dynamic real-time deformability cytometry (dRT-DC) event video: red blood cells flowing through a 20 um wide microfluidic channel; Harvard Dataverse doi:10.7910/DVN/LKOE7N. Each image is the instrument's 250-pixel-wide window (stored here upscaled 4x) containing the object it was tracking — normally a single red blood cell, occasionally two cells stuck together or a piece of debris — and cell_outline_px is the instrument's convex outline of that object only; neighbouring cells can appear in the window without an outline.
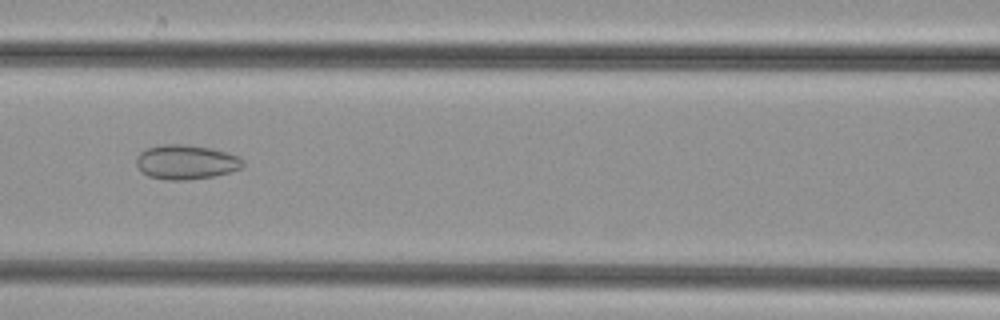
{"species": "common noctule bat (a hibernating species)", "species_latin": "Nyctalus noctula", "temperature_condition": "cold", "stored_images_in_passage": 37, "camera_frame_rate_fps": 3000, "um_per_image_px": 0.085, "animal": {"sex": "female", "body_mass_g": 29.2, "forearm_length_mm": 56.3}, "frame": {"image": 1, "passage_image": 9, "time_ms": 2.667, "image_size_px": [1000, 320], "cell_outline_px": [[244, 164], [240, 168], [216, 176], [188, 180], [164, 180], [148, 176], [140, 172], [136, 164], [136, 156], [140, 152], [148, 148], [164, 144], [188, 144], [212, 148], [236, 156], [244, 160]], "centroid_in_image_um": [15.77, 13.78], "position_along_channel_um": 150.8, "area_um2": 21.56}}
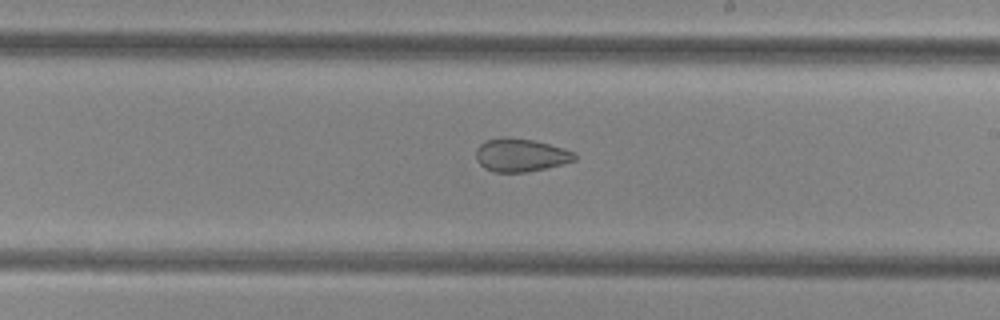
{"frame": {"image": 2, "passage_image": 16, "time_ms": 5.0, "image_size_px": [1000, 320], "cell_outline_px": [[576, 160], [528, 172], [492, 172], [484, 168], [476, 160], [476, 148], [484, 140], [500, 136], [504, 136], [532, 140], [548, 144], [576, 152]], "centroid_in_image_um": [44.2, 13.17], "position_along_channel_um": 244.8, "area_um2": 19.13}}
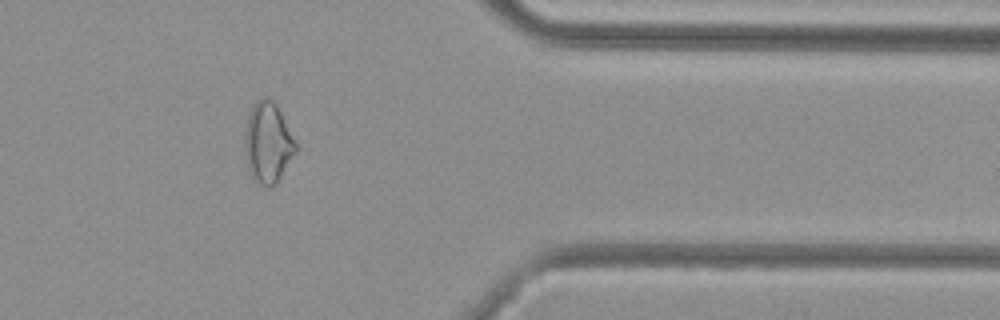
{"frame": {"image": 3, "passage_image": 28, "time_ms": 9.0, "image_size_px": [1000, 320], "cell_outline_px": [[296, 152], [280, 176], [268, 188], [264, 188], [256, 184], [252, 180], [248, 172], [244, 148], [244, 132], [248, 116], [252, 104], [256, 100], [264, 96], [268, 96], [276, 104], [296, 144]], "centroid_in_image_um": [22.71, 12.14], "position_along_channel_um": 388.7, "area_um2": 24.04}}